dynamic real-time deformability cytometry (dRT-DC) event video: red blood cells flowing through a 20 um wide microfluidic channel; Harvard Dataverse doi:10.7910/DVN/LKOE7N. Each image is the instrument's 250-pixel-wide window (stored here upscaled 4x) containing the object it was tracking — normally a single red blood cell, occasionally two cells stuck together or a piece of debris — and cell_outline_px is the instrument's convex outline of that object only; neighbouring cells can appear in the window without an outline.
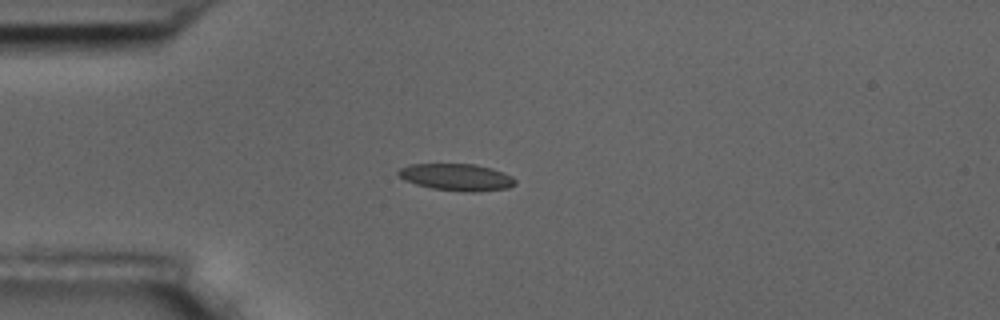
{"species": "common noctule bat (a hibernating species)", "species_latin": "Nyctalus noctula", "temperature_condition": "room temperature", "stored_images_in_passage": 42, "camera_frame_rate_fps": 3000, "um_per_image_px": 0.085, "animal": {"sex": "male", "body_mass_g": 17.5, "forearm_length_mm": 52.3}, "frame": {"image": 1, "passage_image": 1, "time_ms": 0.0, "image_size_px": [1000, 320], "cell_outline_px": [[516, 184], [508, 188], [476, 192], [464, 192], [432, 188], [416, 184], [404, 180], [396, 172], [400, 168], [408, 164], [472, 164], [492, 168], [504, 172], [512, 176], [516, 180]], "centroid_in_image_um": [38.83, 15.06], "position_along_channel_um": 46.2, "area_um2": 18.44}}
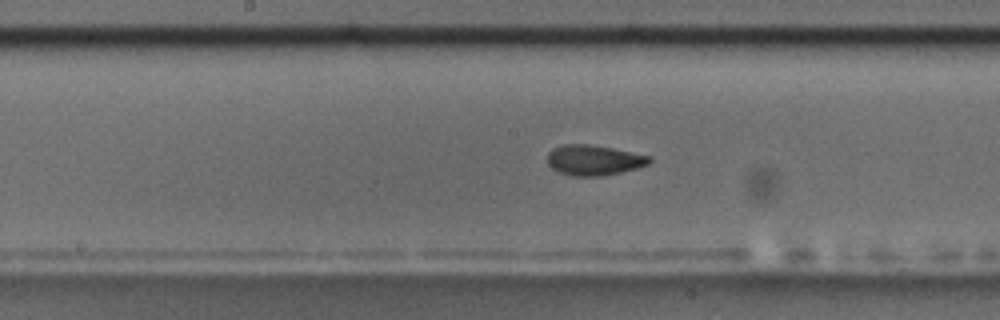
{"frame": {"image": 2, "passage_image": 15, "time_ms": 4.667, "image_size_px": [1000, 320], "cell_outline_px": [[652, 160], [648, 164], [636, 168], [620, 172], [600, 176], [572, 176], [560, 172], [552, 168], [548, 164], [548, 152], [552, 148], [564, 144], [588, 144], [612, 148], [652, 156]], "centroid_in_image_um": [50.47, 13.6], "position_along_channel_um": 197.7, "area_um2": 17.98}}
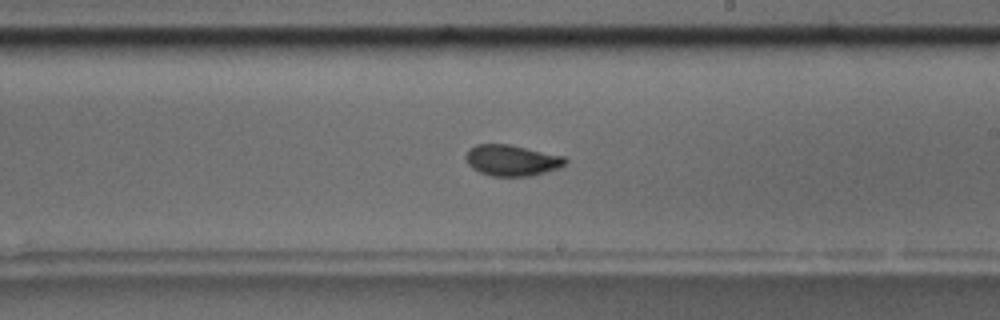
{"frame": {"image": 3, "passage_image": 19, "time_ms": 6.0, "image_size_px": [1000, 320], "cell_outline_px": [[568, 160], [560, 168], [532, 176], [492, 176], [480, 172], [472, 168], [468, 164], [464, 156], [468, 148], [476, 144], [508, 144], [564, 156]], "centroid_in_image_um": [43.48, 13.63], "position_along_channel_um": 245.5, "area_um2": 18.09}, "authors_computed_cell_mechanics": {"area_um2": 17.8313, "velocity_mm_per_s": 3.6042, "shape_relaxation_time_tau1_ms": 4.3717, "shape_relaxation_time_tau2_ms": 1.5076, "deformation_change_tau1": 0.1473, "deformation_change_tau2": 0.0667}}